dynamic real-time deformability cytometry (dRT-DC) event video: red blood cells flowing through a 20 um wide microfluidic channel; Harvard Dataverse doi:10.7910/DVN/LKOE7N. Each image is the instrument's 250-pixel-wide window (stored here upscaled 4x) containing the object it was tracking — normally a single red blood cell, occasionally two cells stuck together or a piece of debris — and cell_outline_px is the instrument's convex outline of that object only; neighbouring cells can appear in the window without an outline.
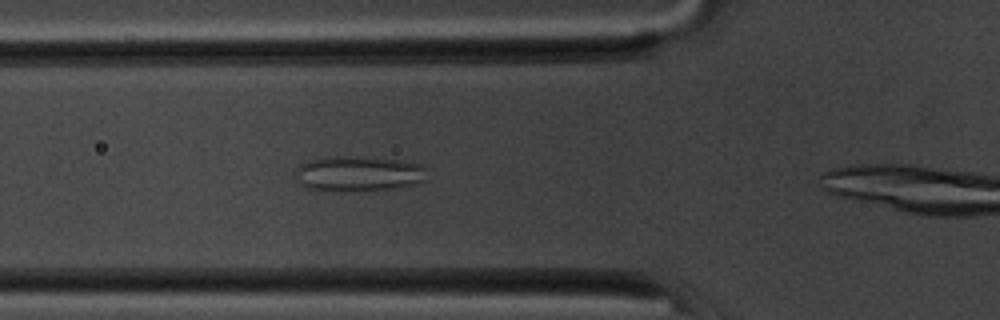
{"species": "common noctule bat (a hibernating species)", "species_latin": "Nyctalus noctula", "temperature_condition": "room temperature", "stored_images_in_passage": 32, "camera_frame_rate_fps": 3000, "um_per_image_px": 0.085, "animal": {"sex": "male", "body_mass_g": 20.1, "forearm_length_mm": 53.5}, "frame": {"image": 1, "passage_image": 7, "time_ms": 2.0, "image_size_px": [1000, 320], "cell_outline_px": [[428, 180], [416, 184], [400, 188], [340, 192], [304, 188], [296, 180], [296, 168], [300, 164], [308, 160], [324, 156], [356, 156], [404, 160], [420, 164], [424, 168]], "centroid_in_image_um": [30.46, 14.77], "position_along_channel_um": 95.3, "area_um2": 27.86}}
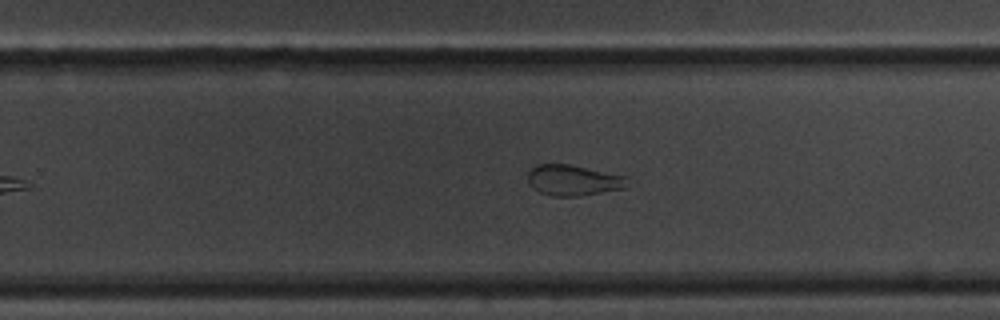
{"frame": {"image": 2, "passage_image": 22, "time_ms": 7.0, "image_size_px": [1000, 320], "cell_outline_px": [[628, 176], [624, 188], [580, 196], [552, 196], [540, 192], [532, 188], [528, 184], [528, 172], [536, 164], [568, 164]], "centroid_in_image_um": [48.69, 15.32], "position_along_channel_um": 281.1, "area_um2": 17.8}}
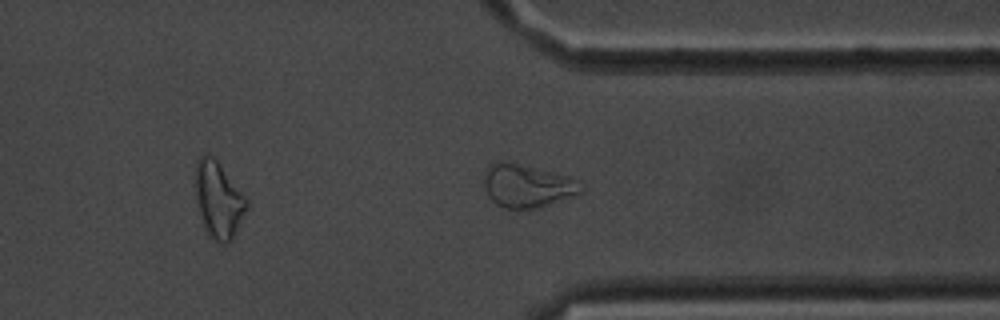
{"frame": {"image": 3, "passage_image": 29, "time_ms": 9.333, "image_size_px": [1000, 320], "cell_outline_px": [[584, 188], [576, 196], [540, 208], [504, 208], [496, 204], [488, 196], [484, 184], [484, 176], [488, 164], [496, 160], [500, 160], [552, 172], [568, 176], [580, 180]], "centroid_in_image_um": [44.83, 15.8], "position_along_channel_um": 366.6, "area_um2": 24.57}, "authors_computed_cell_mechanics": {"area_um2": 20.3456, "velocity_mm_per_s": 3.7076, "shape_relaxation_time_tau1_ms": null, "shape_relaxation_time_tau2_ms": 1.621, "deformation_change_tau1": null, "deformation_change_tau2": 0.0837}}